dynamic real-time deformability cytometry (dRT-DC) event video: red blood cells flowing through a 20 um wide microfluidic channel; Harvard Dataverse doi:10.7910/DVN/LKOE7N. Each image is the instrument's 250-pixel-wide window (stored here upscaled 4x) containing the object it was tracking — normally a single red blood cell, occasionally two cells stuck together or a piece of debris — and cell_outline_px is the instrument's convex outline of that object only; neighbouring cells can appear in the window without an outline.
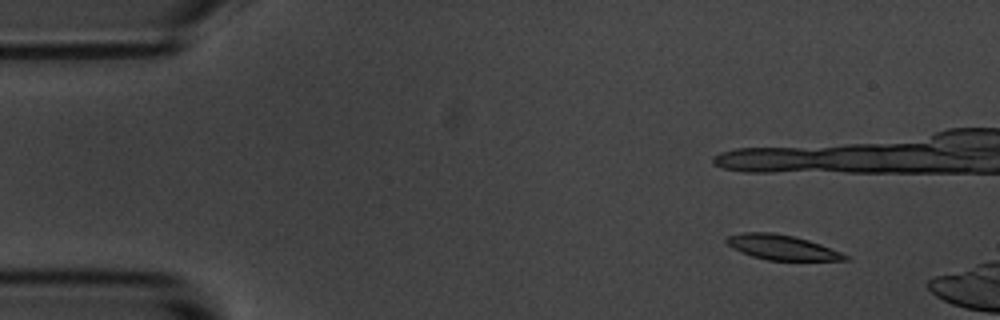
{"species": "common noctule bat (a hibernating species)", "species_latin": "Nyctalus noctula", "temperature_condition": "room temperature", "stored_images_in_passage": 3, "camera_frame_rate_fps": 3000, "um_per_image_px": 0.085, "animal": {"sex": "male", "body_mass_g": 20.1, "forearm_length_mm": 53.5}, "frame": {"image": 1, "passage_image": 1, "time_ms": 0.0, "image_size_px": [1000, 320], "cell_outline_px": [[848, 260], [768, 260], [752, 256], [732, 248], [724, 240], [724, 236], [744, 232], [772, 232], [792, 236], [808, 240], [820, 244], [840, 252], [848, 256]], "centroid_in_image_um": [66.4, 21.01], "position_along_channel_um": 18.6, "area_um2": 17.05}}